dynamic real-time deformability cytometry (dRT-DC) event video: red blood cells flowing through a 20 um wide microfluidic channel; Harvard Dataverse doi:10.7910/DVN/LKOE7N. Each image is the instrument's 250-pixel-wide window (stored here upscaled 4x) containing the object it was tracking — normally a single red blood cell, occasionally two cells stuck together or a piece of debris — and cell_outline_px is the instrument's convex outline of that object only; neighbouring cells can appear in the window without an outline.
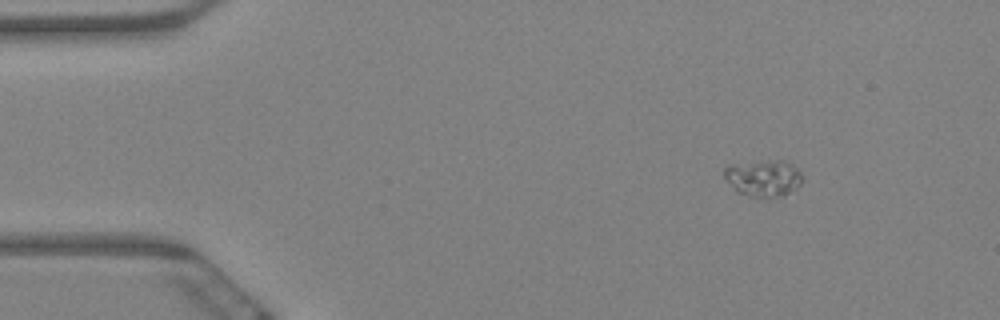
{"species": "Egyptian fruit bat (a non-hibernating species)", "species_latin": "Rousettus aegyptiacus", "temperature_condition": "warm", "stored_images_in_passage": 9, "camera_frame_rate_fps": 3000, "um_per_image_px": 0.085, "animal": {"sex": "female"}, "frame": {"image": 1, "passage_image": 1, "time_ms": 0.0, "image_size_px": [1000, 320], "cell_outline_px": [[804, 176], [800, 184], [796, 188], [784, 196], [764, 200], [748, 196], [736, 192], [724, 176], [724, 168], [728, 164], [768, 160], [784, 160], [792, 164]], "centroid_in_image_um": [64.89, 15.16], "position_along_channel_um": 20.1, "area_um2": 17.28}}
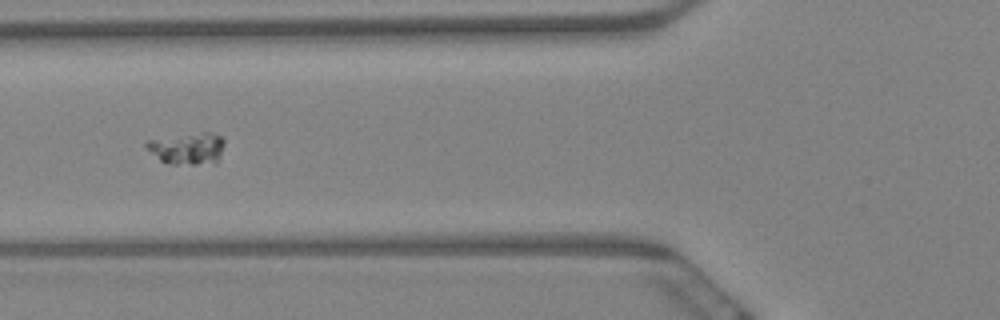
{"frame": {"image": 2, "passage_image": 6, "time_ms": 1.667, "image_size_px": [1000, 320], "cell_outline_px": [[224, 144], [220, 156], [216, 164], [172, 164], [160, 160], [144, 144], [148, 140], [204, 132], [212, 132], [220, 136], [224, 140]], "centroid_in_image_um": [16.0, 12.63], "position_along_channel_um": 109.8, "area_um2": 14.22}}
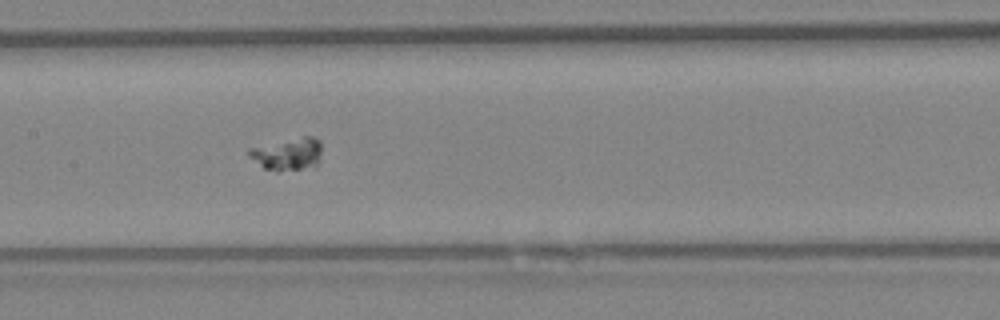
{"frame": {"image": 3, "passage_image": 8, "time_ms": 2.333, "image_size_px": [1000, 320], "cell_outline_px": [[320, 160], [316, 164], [300, 168], [280, 172], [276, 172], [264, 168], [248, 156], [248, 148], [304, 136], [312, 136], [320, 140]], "centroid_in_image_um": [24.42, 13.09], "position_along_channel_um": 183.0, "area_um2": 13.58}}